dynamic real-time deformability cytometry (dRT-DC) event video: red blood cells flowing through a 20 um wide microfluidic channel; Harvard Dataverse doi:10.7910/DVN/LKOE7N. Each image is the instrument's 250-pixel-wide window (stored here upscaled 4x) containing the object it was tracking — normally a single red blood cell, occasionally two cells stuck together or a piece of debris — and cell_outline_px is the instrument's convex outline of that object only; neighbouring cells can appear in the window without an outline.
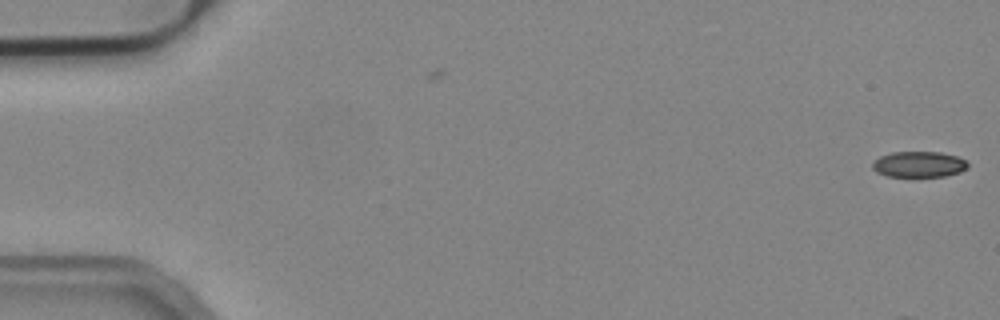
{"species": "common noctule bat (a hibernating species)", "species_latin": "Nyctalus noctula", "temperature_condition": "cold", "stored_images_in_passage": 5, "camera_frame_rate_fps": 3000, "um_per_image_px": 0.085, "animal": {"sex": "male", "body_mass_g": 19.2, "forearm_length_mm": 51.8}, "frame": {"image": 1, "passage_image": 5, "time_ms": 1.333, "image_size_px": [1000, 320], "cell_outline_px": [[968, 168], [960, 172], [944, 176], [888, 176], [876, 172], [872, 168], [872, 164], [880, 156], [892, 152], [940, 152], [956, 156], [964, 160], [968, 164]], "centroid_in_image_um": [78.1, 13.96], "position_along_channel_um": 6.9, "area_um2": 14.22}}